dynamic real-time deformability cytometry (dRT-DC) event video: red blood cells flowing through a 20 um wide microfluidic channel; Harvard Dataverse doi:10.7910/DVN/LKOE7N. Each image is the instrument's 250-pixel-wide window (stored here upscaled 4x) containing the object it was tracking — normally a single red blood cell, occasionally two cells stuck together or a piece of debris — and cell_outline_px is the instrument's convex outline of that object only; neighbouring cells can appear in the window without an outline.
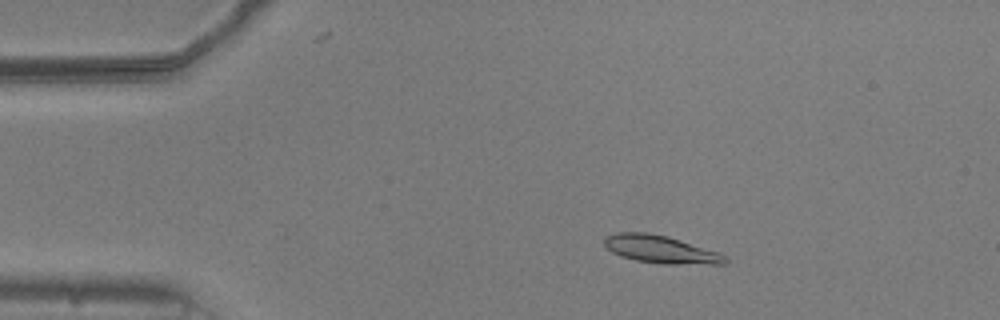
{"species": "common noctule bat (a hibernating species)", "species_latin": "Nyctalus noctula", "temperature_condition": "warm", "stored_images_in_passage": 53, "camera_frame_rate_fps": 3000, "um_per_image_px": 0.085, "animal": {"sex": "male", "body_mass_g": 20.5, "forearm_length_mm": 52.5}, "frame": {"image": 1, "passage_image": 9, "time_ms": 2.667, "image_size_px": [1000, 320], "cell_outline_px": [[728, 260], [724, 264], [664, 264], [636, 260], [612, 252], [604, 244], [604, 236], [616, 232], [648, 232], [668, 236], [716, 252], [724, 256]], "centroid_in_image_um": [56.11, 21.18], "position_along_channel_um": 28.9, "area_um2": 19.25}}
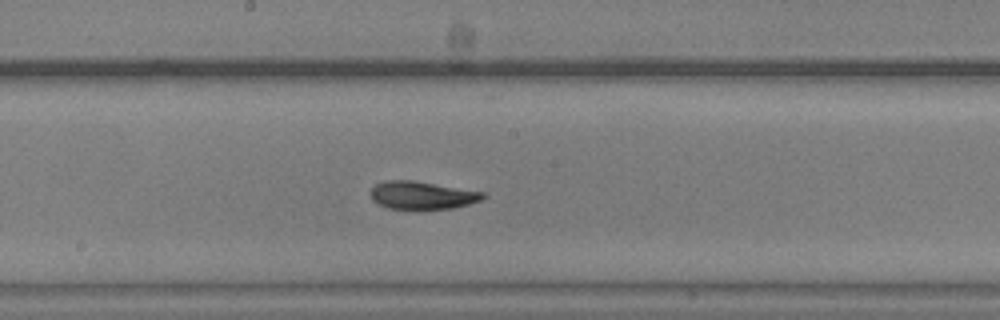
{"frame": {"image": 2, "passage_image": 28, "time_ms": 9.0, "image_size_px": [1000, 320], "cell_outline_px": [[488, 196], [480, 200], [468, 204], [452, 208], [420, 212], [412, 212], [388, 208], [376, 204], [372, 200], [372, 188], [376, 184], [384, 180], [412, 180], [484, 192]], "centroid_in_image_um": [35.85, 16.65], "position_along_channel_um": 212.3, "area_um2": 19.02}}
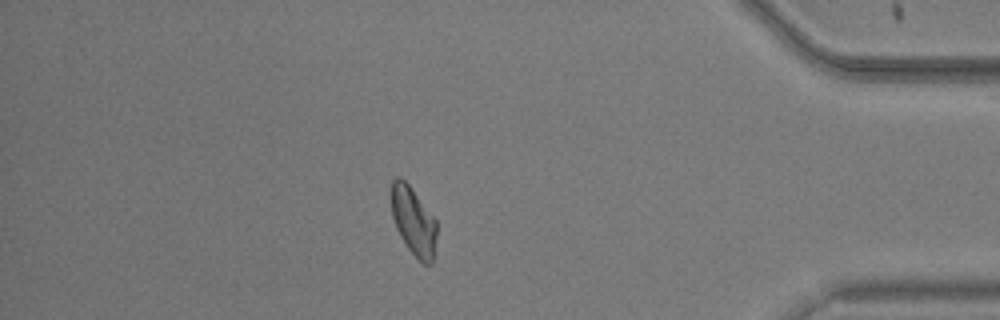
{"frame": {"image": 3, "passage_image": 46, "time_ms": 15.0, "image_size_px": [1000, 320], "cell_outline_px": [[436, 236], [432, 264], [424, 264], [408, 248], [400, 236], [396, 228], [392, 216], [392, 180], [396, 176], [400, 176], [412, 188], [436, 220]], "centroid_in_image_um": [35.14, 18.78], "position_along_channel_um": 400.1, "area_um2": 17.8}, "authors_computed_cell_mechanics": {"area_um2": 18.6694, "velocity_mm_per_s": 3.7748, "shape_relaxation_time_tau1_ms": 5.8043, "shape_relaxation_time_tau2_ms": 2.7968, "deformation_change_tau1": 0.1938, "deformation_change_tau2": 0.0738}}